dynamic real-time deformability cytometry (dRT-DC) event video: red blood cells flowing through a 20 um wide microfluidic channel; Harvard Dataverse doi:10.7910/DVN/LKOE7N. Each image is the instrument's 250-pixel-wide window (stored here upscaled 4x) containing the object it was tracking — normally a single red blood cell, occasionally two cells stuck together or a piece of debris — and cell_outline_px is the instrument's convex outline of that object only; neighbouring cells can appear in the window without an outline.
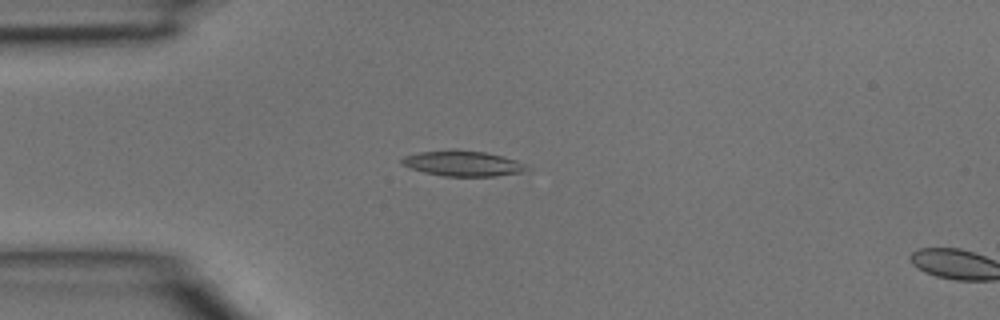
{"species": "common noctule bat (a hibernating species)", "species_latin": "Nyctalus noctula", "temperature_condition": "room temperature", "stored_images_in_passage": 4, "camera_frame_rate_fps": 3000, "um_per_image_px": 0.085, "animal": {"sex": "male", "body_mass_g": 15.6}, "frame": {"image": 1, "passage_image": 3, "time_ms": 0.667, "image_size_px": [1000, 320], "cell_outline_px": [[528, 168], [524, 172], [496, 176], [444, 176], [424, 172], [400, 164], [400, 160], [404, 156], [420, 152], [452, 148], [484, 152], [516, 160], [524, 164]], "centroid_in_image_um": [39.3, 13.88], "position_along_channel_um": 45.7, "area_um2": 18.55}}